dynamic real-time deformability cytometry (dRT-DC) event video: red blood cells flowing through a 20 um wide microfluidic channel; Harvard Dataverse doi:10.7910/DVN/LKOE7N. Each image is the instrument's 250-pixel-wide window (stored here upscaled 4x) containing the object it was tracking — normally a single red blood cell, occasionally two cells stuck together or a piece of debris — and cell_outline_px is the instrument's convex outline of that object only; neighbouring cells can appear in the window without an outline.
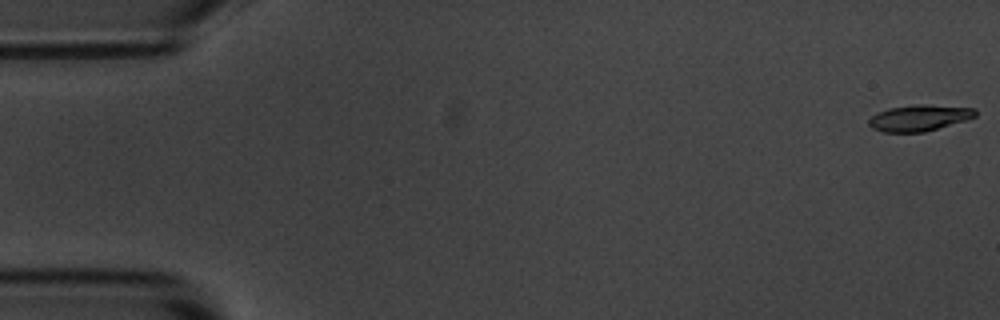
{"species": "common noctule bat (a hibernating species)", "species_latin": "Nyctalus noctula", "temperature_condition": "room temperature", "stored_images_in_passage": 4, "camera_frame_rate_fps": 3000, "um_per_image_px": 0.085, "animal": {"sex": "male", "body_mass_g": 20.1, "forearm_length_mm": 53.5}, "frame": {"image": 1, "passage_image": 1, "time_ms": 0.0, "image_size_px": [1000, 320], "cell_outline_px": [[976, 116], [964, 120], [924, 132], [884, 132], [872, 128], [868, 124], [868, 120], [876, 112], [888, 108], [916, 104], [924, 104], [976, 108]], "centroid_in_image_um": [78.09, 10.01], "position_along_channel_um": 6.9, "area_um2": 16.18}}